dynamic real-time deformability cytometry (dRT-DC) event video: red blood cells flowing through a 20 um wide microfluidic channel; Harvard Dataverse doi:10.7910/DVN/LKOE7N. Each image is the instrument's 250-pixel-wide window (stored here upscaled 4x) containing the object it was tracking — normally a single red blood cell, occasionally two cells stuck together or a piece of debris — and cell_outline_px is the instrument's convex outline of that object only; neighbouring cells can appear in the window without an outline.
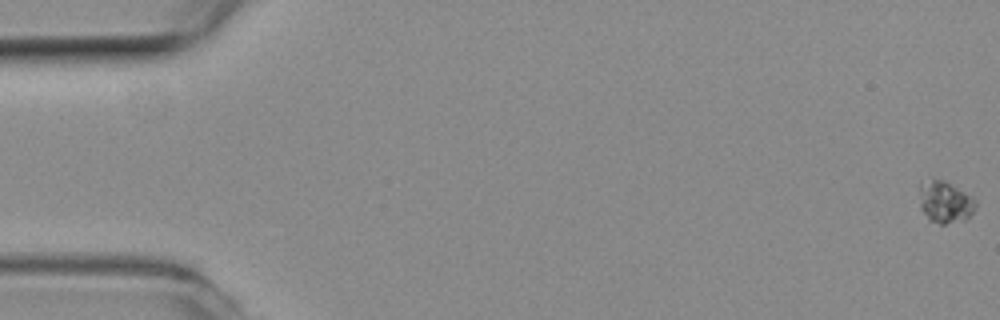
{"species": "common noctule bat (a hibernating species)", "species_latin": "Nyctalus noctula", "temperature_condition": "room temperature", "stored_images_in_passage": 58, "camera_frame_rate_fps": 3000, "um_per_image_px": 0.085, "animal": {"sex": "female", "body_mass_g": 19.3, "forearm_length_mm": 54.1}, "frame": {"image": 1, "passage_image": 1, "time_ms": 0.0, "image_size_px": [1000, 320], "cell_outline_px": [[976, 208], [964, 220], [944, 224], [940, 224], [928, 220], [920, 208], [920, 184], [932, 176], [944, 180], [972, 196], [976, 200]], "centroid_in_image_um": [80.31, 17.15], "position_along_channel_um": 4.7, "area_um2": 13.93}}
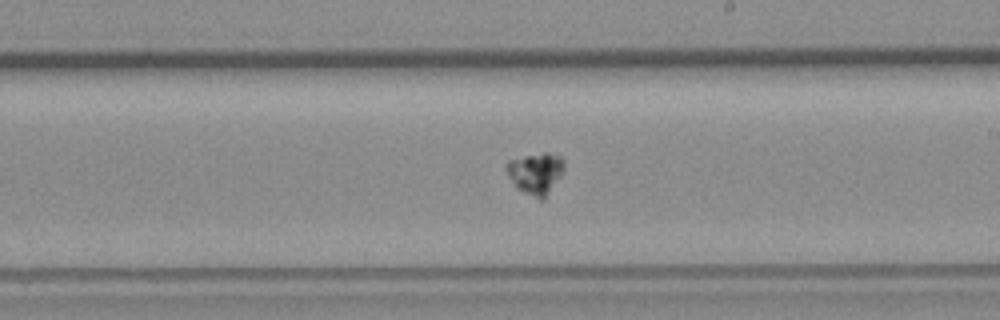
{"frame": {"image": 2, "passage_image": 34, "time_ms": 11.0, "image_size_px": [1000, 320], "cell_outline_px": [[564, 172], [544, 200], [540, 200], [516, 188], [508, 176], [504, 164], [508, 160], [544, 152], [548, 152], [560, 156], [564, 160]], "centroid_in_image_um": [45.54, 14.73], "position_along_channel_um": 243.5, "area_um2": 14.16}}
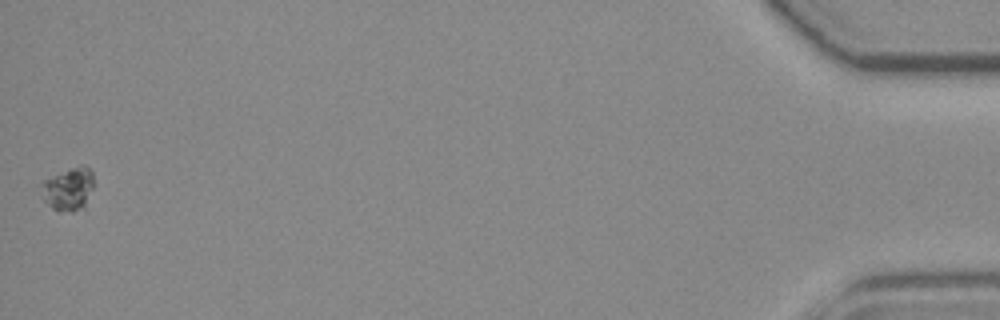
{"frame": {"image": 3, "passage_image": 58, "time_ms": 19.0, "image_size_px": [1000, 320], "cell_outline_px": [[92, 188], [84, 208], [72, 212], [56, 212], [44, 200], [40, 184], [44, 180], [72, 168], [84, 164], [92, 172]], "centroid_in_image_um": [5.8, 16.1], "position_along_channel_um": 429.4, "area_um2": 13.01}}